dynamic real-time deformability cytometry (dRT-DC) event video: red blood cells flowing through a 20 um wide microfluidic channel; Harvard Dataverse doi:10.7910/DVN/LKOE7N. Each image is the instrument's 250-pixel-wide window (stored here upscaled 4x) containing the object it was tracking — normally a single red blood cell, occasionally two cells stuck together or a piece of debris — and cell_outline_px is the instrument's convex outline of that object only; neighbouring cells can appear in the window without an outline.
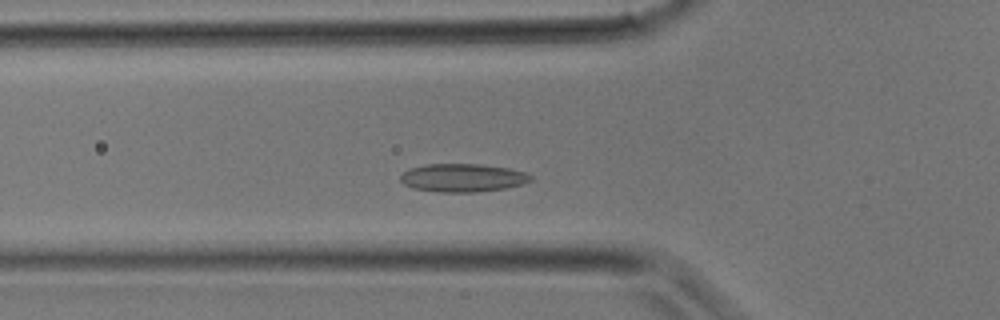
{"species": "common noctule bat (a hibernating species)", "species_latin": "Nyctalus noctula", "temperature_condition": "room temperature", "stored_images_in_passage": 28, "segment_of_instrument_passage": [1, 2], "camera_frame_rate_fps": 3000, "um_per_image_px": 0.085, "animal": {"sex": "male", "body_mass_g": 17.9}, "frame": {"image": 1, "passage_image": 6, "time_ms": 1.667, "image_size_px": [1000, 320], "cell_outline_px": [[532, 180], [520, 184], [504, 188], [476, 192], [440, 192], [412, 188], [404, 184], [400, 180], [400, 176], [404, 172], [412, 168], [424, 164], [480, 164], [508, 168], [524, 172], [532, 176]], "centroid_in_image_um": [39.3, 15.11], "position_along_channel_um": 86.5, "area_um2": 21.21}}
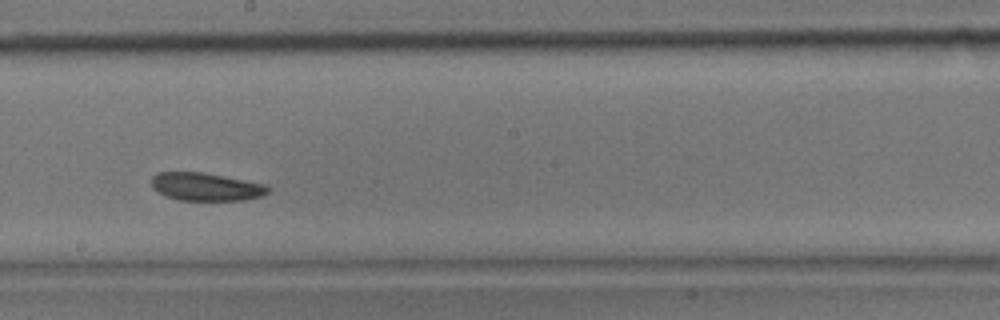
{"frame": {"image": 2, "passage_image": 13, "time_ms": 4.0, "image_size_px": [1000, 320], "cell_outline_px": [[268, 192], [260, 196], [244, 200], [176, 200], [164, 196], [156, 192], [152, 188], [152, 176], [156, 172], [204, 172], [268, 184]], "centroid_in_image_um": [17.47, 15.87], "position_along_channel_um": 230.7, "area_um2": 19.25}}
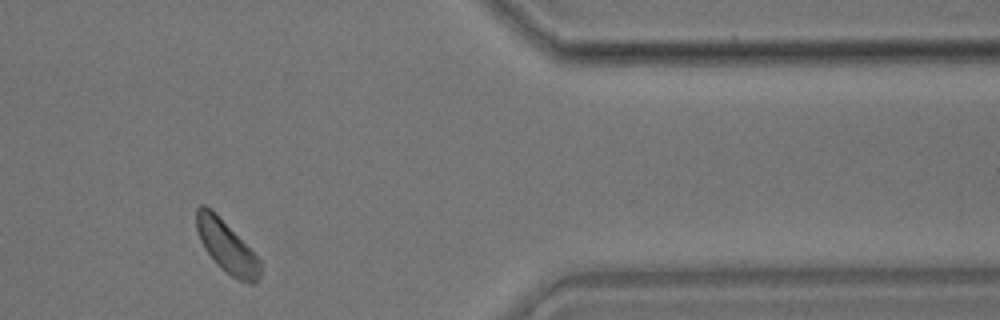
{"frame": {"image": 3, "passage_image": 22, "time_ms": 7.0, "image_size_px": [1000, 320], "cell_outline_px": [[260, 276], [252, 284], [248, 284], [232, 276], [220, 268], [204, 248], [200, 240], [196, 228], [196, 208], [200, 204], [204, 204], [212, 208], [216, 212], [260, 260]], "centroid_in_image_um": [19.22, 20.93], "position_along_channel_um": 392.2, "area_um2": 19.13}}